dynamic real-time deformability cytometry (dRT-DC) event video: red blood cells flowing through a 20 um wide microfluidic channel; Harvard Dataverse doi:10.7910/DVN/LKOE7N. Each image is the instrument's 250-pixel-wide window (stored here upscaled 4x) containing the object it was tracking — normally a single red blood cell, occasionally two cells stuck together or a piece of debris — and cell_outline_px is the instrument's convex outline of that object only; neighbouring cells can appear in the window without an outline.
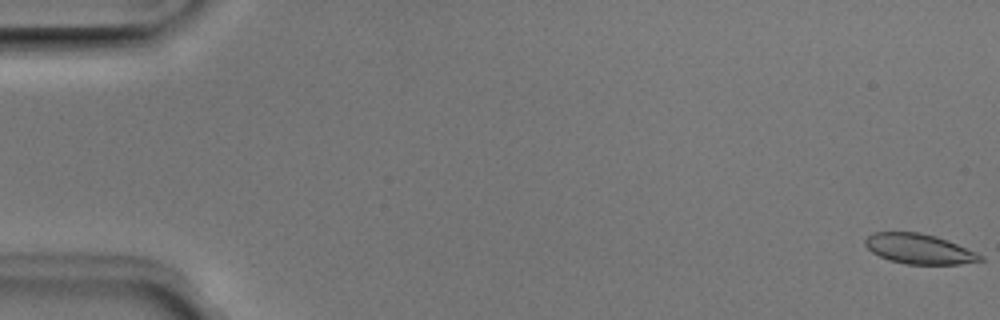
{"species": "Egyptian fruit bat (a non-hibernating species)", "species_latin": "Rousettus aegyptiacus", "temperature_condition": "room temperature", "stored_images_in_passage": 52, "camera_frame_rate_fps": 3000, "um_per_image_px": 0.085, "animal": {"sex": "male"}, "frame": {"image": 1, "passage_image": 1, "time_ms": 0.0, "image_size_px": [1000, 320], "cell_outline_px": [[984, 260], [960, 264], [904, 264], [888, 260], [872, 252], [864, 244], [864, 240], [872, 232], [920, 232], [936, 236], [976, 252], [984, 256]], "centroid_in_image_um": [78.1, 21.16], "position_along_channel_um": 6.9, "area_um2": 20.11}}
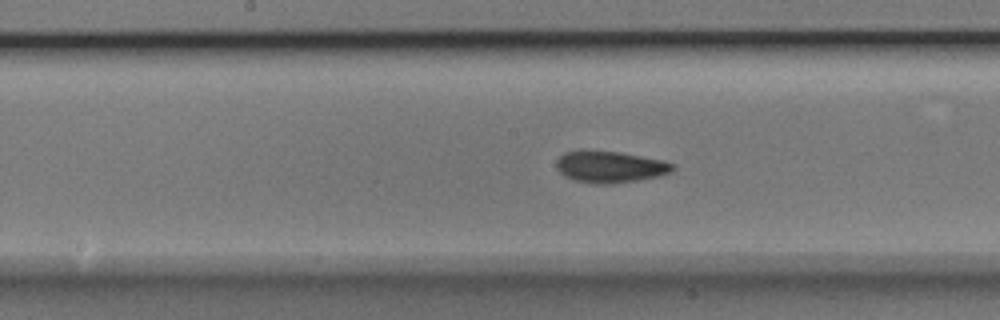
{"frame": {"image": 2, "passage_image": 27, "time_ms": 8.667, "image_size_px": [1000, 320], "cell_outline_px": [[676, 168], [672, 172], [660, 176], [612, 184], [592, 184], [576, 180], [564, 176], [556, 168], [556, 160], [564, 152], [580, 148], [620, 152], [664, 160], [676, 164]], "centroid_in_image_um": [51.85, 14.15], "position_along_channel_um": 196.4, "area_um2": 22.08}}
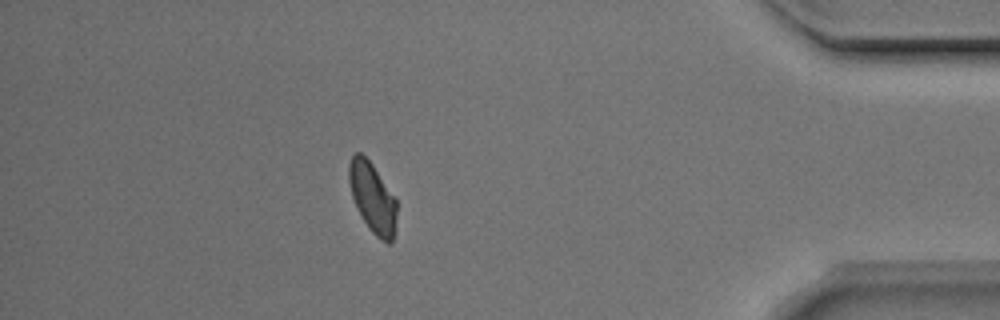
{"frame": {"image": 3, "passage_image": 46, "time_ms": 15.0, "image_size_px": [1000, 320], "cell_outline_px": [[396, 232], [392, 240], [388, 244], [380, 240], [368, 228], [356, 208], [352, 196], [348, 180], [348, 164], [352, 156], [356, 152], [360, 152], [372, 164], [396, 200]], "centroid_in_image_um": [31.65, 16.84], "position_along_channel_um": 403.5, "area_um2": 19.54}, "authors_computed_cell_mechanics": {"area_um2": 20.4034, "velocity_mm_per_s": 3.9475, "shape_relaxation_time_tau1_ms": 4.7877, "shape_relaxation_time_tau2_ms": 2.7754, "deformation_change_tau1": 0.1185, "deformation_change_tau2": 0.0652}}